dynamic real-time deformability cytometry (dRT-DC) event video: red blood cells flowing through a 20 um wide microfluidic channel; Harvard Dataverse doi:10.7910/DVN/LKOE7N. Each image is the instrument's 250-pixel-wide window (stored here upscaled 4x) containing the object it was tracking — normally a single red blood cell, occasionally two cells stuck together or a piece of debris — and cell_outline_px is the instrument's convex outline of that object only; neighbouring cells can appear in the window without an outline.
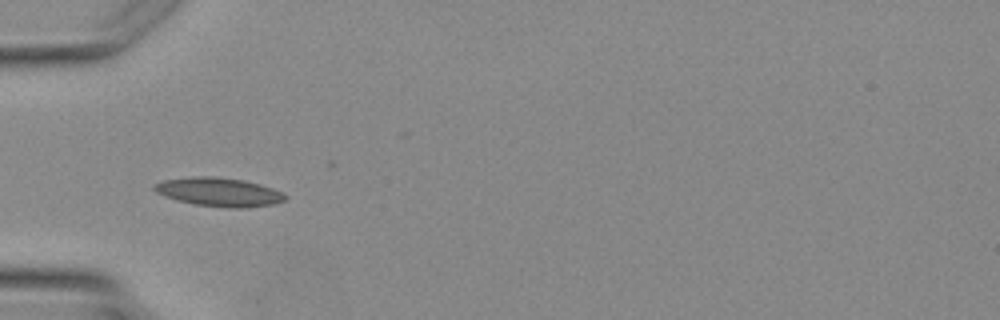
{"species": "Egyptian fruit bat (a non-hibernating species)", "species_latin": "Rousettus aegyptiacus", "temperature_condition": "warm", "stored_images_in_passage": 4, "camera_frame_rate_fps": 3000, "um_per_image_px": 0.085, "animal": {"sex": "female"}, "frame": {"image": 1, "passage_image": 4, "time_ms": 3.667, "image_size_px": [1000, 320], "cell_outline_px": [[288, 196], [284, 200], [272, 204], [244, 208], [228, 208], [196, 204], [176, 200], [164, 196], [156, 192], [152, 188], [152, 184], [164, 180], [192, 176], [216, 176], [244, 180], [260, 184], [284, 192]], "centroid_in_image_um": [18.6, 16.31], "position_along_channel_um": 66.4, "area_um2": 22.08}}